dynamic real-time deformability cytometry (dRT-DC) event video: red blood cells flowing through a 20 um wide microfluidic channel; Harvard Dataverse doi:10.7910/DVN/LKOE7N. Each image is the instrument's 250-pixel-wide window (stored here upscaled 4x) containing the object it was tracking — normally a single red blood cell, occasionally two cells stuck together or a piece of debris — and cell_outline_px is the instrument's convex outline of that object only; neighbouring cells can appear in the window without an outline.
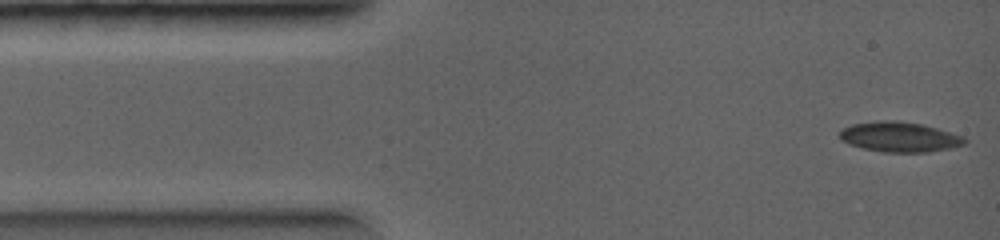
{"species": "common noctule bat (a hibernating species)", "species_latin": "Nyctalus noctula", "temperature_condition": "warm", "stored_images_in_passage": 32, "camera_frame_rate_fps": 5000, "um_per_image_px": 0.085, "animal": {"sex": "female", "body_mass_g": 19.0, "forearm_length_mm": 56.7}, "frame": {"image": 1, "passage_image": 1, "time_ms": 0.0, "image_size_px": [1000, 240], "cell_outline_px": [[968, 140], [964, 144], [948, 148], [928, 152], [884, 152], [860, 148], [848, 144], [840, 140], [840, 132], [844, 128], [852, 124], [876, 120], [896, 120], [920, 124], [936, 128], [964, 136]], "centroid_in_image_um": [76.43, 11.64], "position_along_channel_um": 8.6, "area_um2": 21.91}}
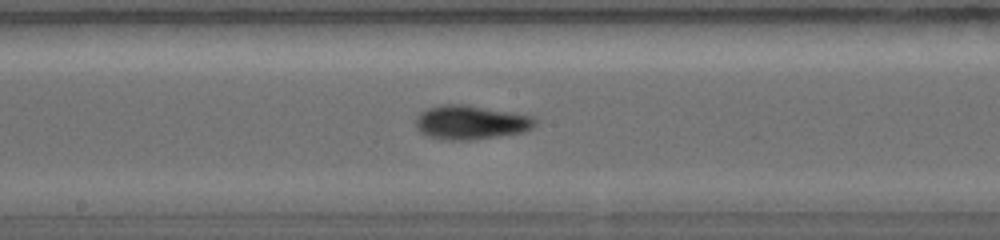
{"frame": {"image": 2, "passage_image": 17, "time_ms": 4.4, "image_size_px": [1000, 240], "cell_outline_px": [[536, 124], [532, 128], [524, 132], [468, 140], [444, 140], [428, 136], [420, 132], [416, 128], [416, 116], [420, 112], [428, 108], [440, 104], [464, 104], [512, 112], [532, 116], [536, 120]], "centroid_in_image_um": [39.99, 10.39], "position_along_channel_um": 208.2, "area_um2": 23.7}}
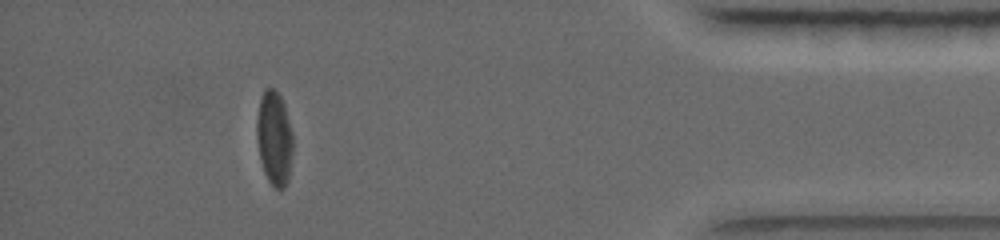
{"frame": {"image": 3, "passage_image": 29, "time_ms": 8.4, "image_size_px": [1000, 240], "cell_outline_px": [[292, 152], [288, 180], [284, 188], [276, 188], [268, 180], [264, 172], [260, 160], [256, 136], [256, 116], [260, 96], [264, 88], [276, 88], [284, 104], [292, 132]], "centroid_in_image_um": [23.29, 11.69], "position_along_channel_um": 411.9, "area_um2": 20.06}}